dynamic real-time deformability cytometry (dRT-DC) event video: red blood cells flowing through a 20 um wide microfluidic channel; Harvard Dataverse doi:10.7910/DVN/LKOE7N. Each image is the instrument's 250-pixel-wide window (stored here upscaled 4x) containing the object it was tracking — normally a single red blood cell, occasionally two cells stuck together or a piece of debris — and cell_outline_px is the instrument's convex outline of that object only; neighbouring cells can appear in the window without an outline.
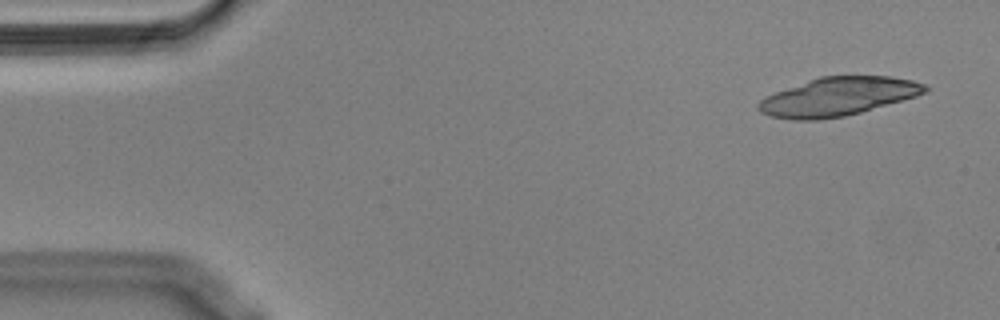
{"species": "Egyptian fruit bat (a non-hibernating species)", "species_latin": "Rousettus aegyptiacus", "temperature_condition": "cold", "stored_images_in_passage": 18, "camera_frame_rate_fps": 3000, "um_per_image_px": 0.085, "animal": {"sex": "male"}, "frame": {"image": 1, "passage_image": 3, "time_ms": 0.667, "image_size_px": [1000, 320], "cell_outline_px": [[928, 88], [924, 92], [916, 96], [860, 112], [844, 116], [820, 120], [796, 120], [772, 116], [760, 112], [756, 108], [756, 104], [760, 100], [776, 92], [820, 76], [888, 76], [912, 80], [924, 84]], "centroid_in_image_um": [71.21, 8.22], "position_along_channel_um": 13.8, "area_um2": 36.88}}